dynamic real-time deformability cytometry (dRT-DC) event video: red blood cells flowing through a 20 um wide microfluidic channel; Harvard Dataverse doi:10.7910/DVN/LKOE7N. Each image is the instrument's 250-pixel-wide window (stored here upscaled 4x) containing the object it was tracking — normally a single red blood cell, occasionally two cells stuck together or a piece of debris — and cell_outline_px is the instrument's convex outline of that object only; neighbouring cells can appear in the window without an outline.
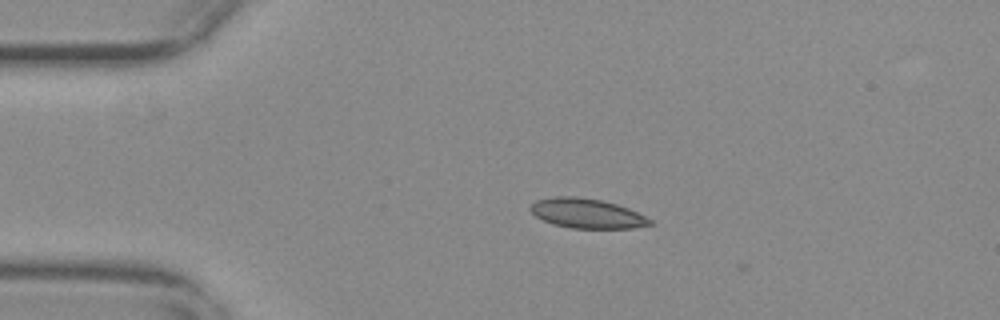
{"species": "common noctule bat (a hibernating species)", "species_latin": "Nyctalus noctula", "temperature_condition": "warm", "stored_images_in_passage": 52, "camera_frame_rate_fps": 3000, "um_per_image_px": 0.085, "animal": {"sex": "female", "body_mass_g": 29.2, "forearm_length_mm": 56.3}, "frame": {"image": 1, "passage_image": 8, "time_ms": 2.333, "image_size_px": [1000, 320], "cell_outline_px": [[652, 224], [632, 228], [572, 228], [552, 224], [536, 216], [528, 208], [536, 200], [552, 196], [576, 196], [600, 200], [616, 204], [628, 208], [652, 220]], "centroid_in_image_um": [49.85, 18.13], "position_along_channel_um": 35.2, "area_um2": 20.52}}
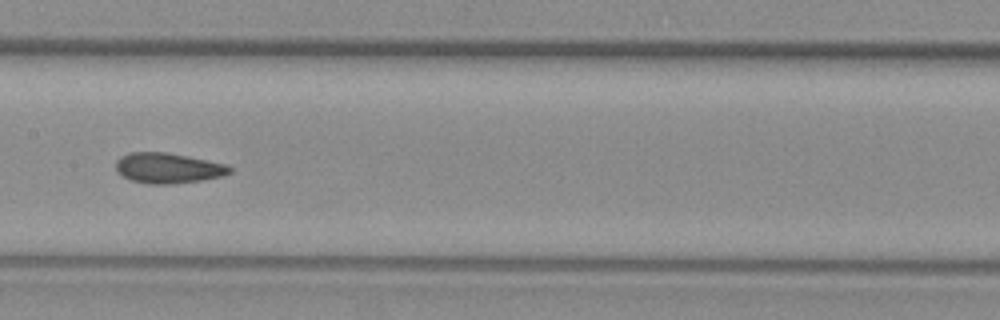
{"frame": {"image": 2, "passage_image": 24, "time_ms": 7.667, "image_size_px": [1000, 320], "cell_outline_px": [[232, 172], [224, 176], [200, 180], [172, 184], [148, 184], [132, 180], [116, 172], [116, 160], [120, 156], [128, 152], [168, 152], [228, 164], [232, 168]], "centroid_in_image_um": [14.29, 14.28], "position_along_channel_um": 193.1, "area_um2": 20.35}}
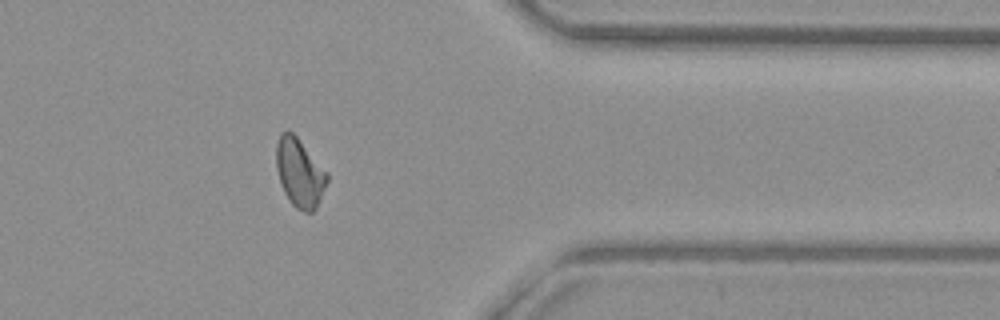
{"frame": {"image": 3, "passage_image": 41, "time_ms": 13.333, "image_size_px": [1000, 320], "cell_outline_px": [[328, 180], [316, 208], [312, 212], [304, 212], [296, 208], [288, 200], [280, 184], [276, 168], [276, 144], [280, 132], [288, 128], [296, 136], [328, 172]], "centroid_in_image_um": [25.45, 14.67], "position_along_channel_um": 386.0, "area_um2": 20.52}, "authors_computed_cell_mechanics": {"area_um2": 19.9121, "velocity_mm_per_s": 3.7044, "shape_relaxation_time_tau1_ms": null, "shape_relaxation_time_tau2_ms": 2.5199, "deformation_change_tau1": null, "deformation_change_tau2": 0.062}}